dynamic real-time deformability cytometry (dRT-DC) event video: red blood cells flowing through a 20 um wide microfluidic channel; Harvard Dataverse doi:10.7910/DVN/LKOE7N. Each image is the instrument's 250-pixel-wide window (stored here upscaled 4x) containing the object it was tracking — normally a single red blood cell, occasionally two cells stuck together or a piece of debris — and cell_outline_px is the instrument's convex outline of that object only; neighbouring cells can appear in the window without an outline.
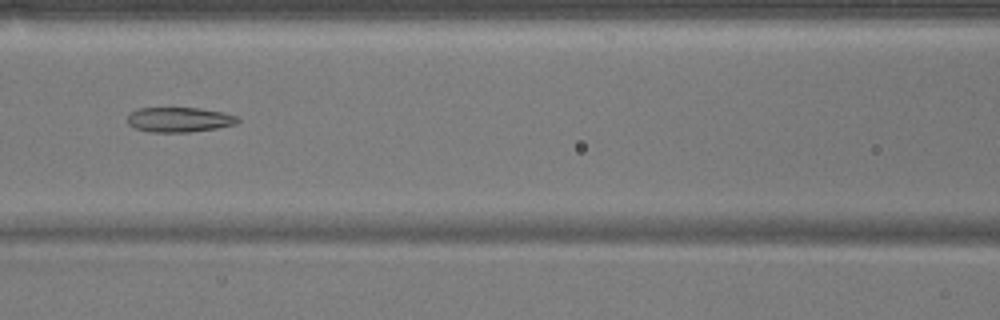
{"species": "common noctule bat (a hibernating species)", "species_latin": "Nyctalus noctula", "temperature_condition": "warm", "stored_images_in_passage": 50, "camera_frame_rate_fps": 3000, "um_per_image_px": 0.085, "animal": {"sex": "male", "body_mass_g": 17.9}, "frame": {"image": 1, "passage_image": 23, "time_ms": 7.333, "image_size_px": [1000, 320], "cell_outline_px": [[240, 120], [236, 124], [216, 128], [188, 132], [148, 132], [136, 128], [128, 124], [128, 116], [132, 112], [140, 108], [200, 108], [224, 112], [236, 116]], "centroid_in_image_um": [15.25, 10.17], "position_along_channel_um": 151.3, "area_um2": 15.9}}
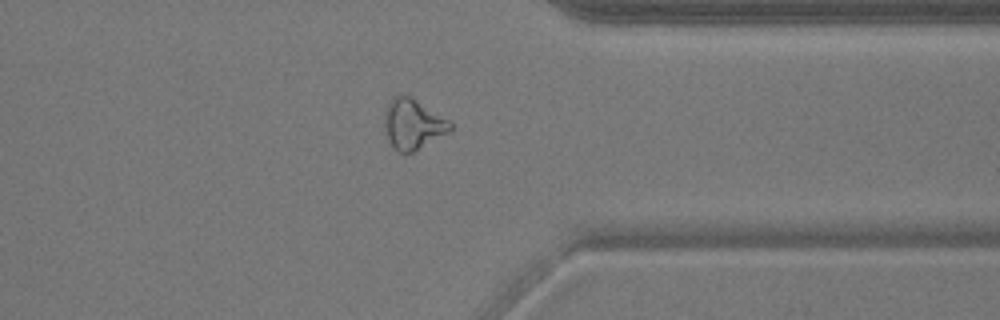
{"frame": {"image": 2, "passage_image": 41, "time_ms": 13.333, "image_size_px": [1000, 320], "cell_outline_px": [[452, 128], [448, 132], [412, 152], [400, 152], [388, 140], [384, 124], [384, 112], [392, 96], [400, 92], [408, 96], [452, 124]], "centroid_in_image_um": [35.02, 10.53], "position_along_channel_um": 376.4, "area_um2": 18.5}}
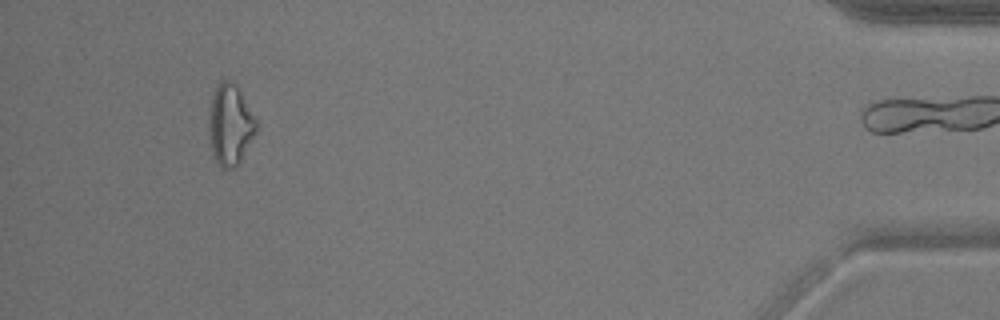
{"frame": {"image": 3, "passage_image": 49, "time_ms": 16.0, "image_size_px": [1000, 320], "cell_outline_px": [[256, 132], [240, 160], [232, 168], [220, 168], [216, 160], [208, 136], [208, 120], [212, 96], [220, 80], [232, 80], [236, 84], [256, 120]], "centroid_in_image_um": [19.54, 10.57], "position_along_channel_um": 415.7, "area_um2": 21.96}, "authors_computed_cell_mechanics": {"area_um2": 19.7387, "velocity_mm_per_s": 3.8463, "shape_relaxation_time_tau1_ms": null, "shape_relaxation_time_tau2_ms": 5.5102, "deformation_change_tau1": null, "deformation_change_tau2": 0.1444}}